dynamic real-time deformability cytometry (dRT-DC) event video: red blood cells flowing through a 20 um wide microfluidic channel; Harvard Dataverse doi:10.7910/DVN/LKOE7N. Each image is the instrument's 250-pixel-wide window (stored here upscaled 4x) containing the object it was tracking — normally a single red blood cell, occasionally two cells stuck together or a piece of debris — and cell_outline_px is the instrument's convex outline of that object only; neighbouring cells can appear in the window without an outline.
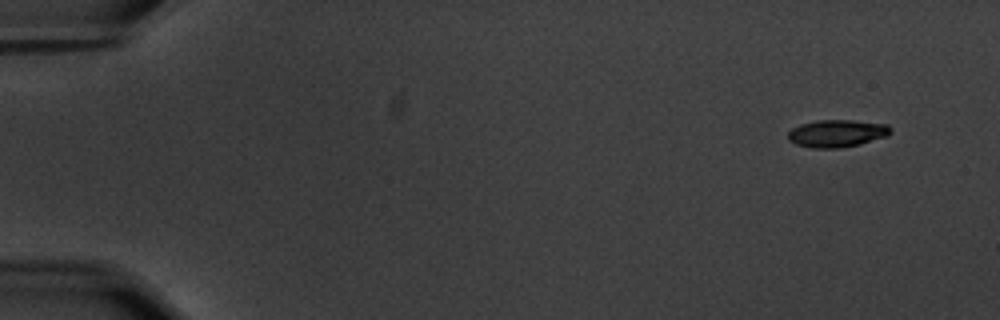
{"species": "common noctule bat (a hibernating species)", "species_latin": "Nyctalus noctula", "temperature_condition": "warm", "stored_images_in_passage": 55, "camera_frame_rate_fps": 3000, "um_per_image_px": 0.085, "animal": {"sex": "male", "body_mass_g": 20.1, "forearm_length_mm": 53.5}, "frame": {"image": 1, "passage_image": 1, "time_ms": 0.0, "image_size_px": [1000, 320], "cell_outline_px": [[892, 132], [888, 136], [860, 144], [840, 148], [812, 148], [796, 144], [788, 140], [788, 132], [792, 128], [800, 124], [816, 120], [852, 120], [888, 124], [892, 128]], "centroid_in_image_um": [71.16, 11.33], "position_along_channel_um": 13.8, "area_um2": 16.59}}
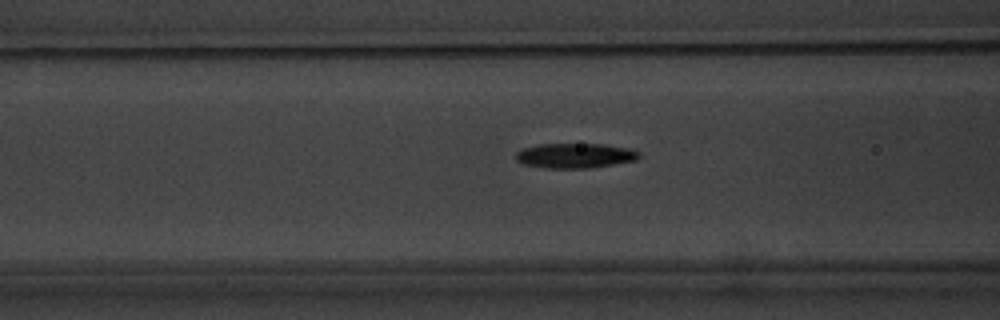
{"frame": {"image": 2, "passage_image": 21, "time_ms": 6.667, "image_size_px": [1000, 320], "cell_outline_px": [[640, 156], [636, 160], [592, 168], [544, 168], [524, 164], [516, 160], [516, 152], [520, 148], [540, 144], [604, 144], [632, 148], [640, 152]], "centroid_in_image_um": [48.89, 13.22], "position_along_channel_um": 117.7, "area_um2": 18.09}}
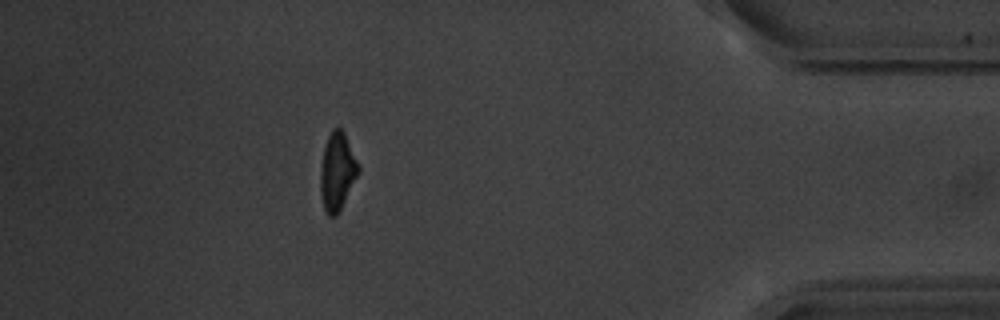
{"frame": {"image": 3, "passage_image": 49, "time_ms": 16.0, "image_size_px": [1000, 320], "cell_outline_px": [[360, 172], [336, 216], [328, 216], [324, 212], [320, 192], [320, 172], [324, 148], [328, 136], [332, 128], [340, 128], [344, 132], [360, 168]], "centroid_in_image_um": [28.65, 14.6], "position_along_channel_um": 406.5, "area_um2": 17.11}, "authors_computed_cell_mechanics": {"area_um2": 17.2822, "velocity_mm_per_s": 3.5393, "shape_relaxation_time_tau1_ms": 2.7178, "shape_relaxation_time_tau2_ms": 3.684, "deformation_change_tau1": 0.1745, "deformation_change_tau2": 0.1158}}